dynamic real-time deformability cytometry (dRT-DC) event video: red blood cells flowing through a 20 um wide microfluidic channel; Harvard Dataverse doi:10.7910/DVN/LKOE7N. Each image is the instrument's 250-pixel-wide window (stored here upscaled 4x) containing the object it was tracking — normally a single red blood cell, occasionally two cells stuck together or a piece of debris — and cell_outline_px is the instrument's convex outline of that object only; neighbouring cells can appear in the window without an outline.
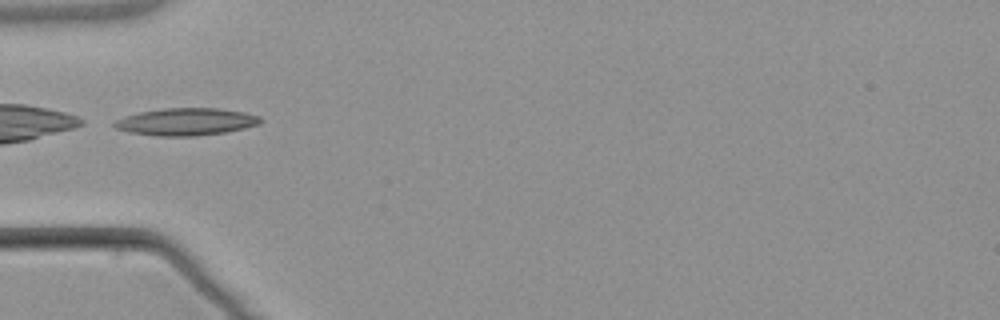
{"species": "common noctule bat (a hibernating species)", "species_latin": "Nyctalus noctula", "temperature_condition": "warm", "stored_images_in_passage": 3, "camera_frame_rate_fps": 3000, "um_per_image_px": 0.085, "animal": {"sex": "male", "body_mass_g": 21.5, "forearm_length_mm": 52.0}, "frame": {"image": 1, "passage_image": 1, "time_ms": 0.0, "image_size_px": [1000, 320], "cell_outline_px": [[264, 120], [260, 124], [244, 128], [224, 132], [196, 136], [156, 136], [128, 132], [116, 128], [112, 124], [116, 120], [124, 116], [140, 112], [164, 108], [220, 108], [244, 112], [260, 116]], "centroid_in_image_um": [15.83, 10.35], "position_along_channel_um": 69.2, "area_um2": 23.35}}
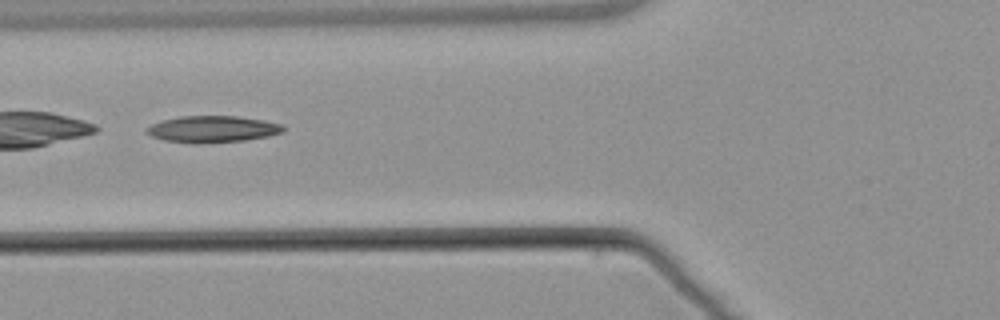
{"frame": {"image": 2, "passage_image": 2, "time_ms": 1.0, "image_size_px": [1000, 320], "cell_outline_px": [[284, 132], [268, 136], [244, 140], [200, 144], [164, 140], [152, 136], [148, 132], [148, 128], [152, 124], [164, 120], [180, 116], [236, 116], [260, 120], [280, 124], [284, 128]], "centroid_in_image_um": [18.07, 10.98], "position_along_channel_um": 107.7, "area_um2": 20.81}}